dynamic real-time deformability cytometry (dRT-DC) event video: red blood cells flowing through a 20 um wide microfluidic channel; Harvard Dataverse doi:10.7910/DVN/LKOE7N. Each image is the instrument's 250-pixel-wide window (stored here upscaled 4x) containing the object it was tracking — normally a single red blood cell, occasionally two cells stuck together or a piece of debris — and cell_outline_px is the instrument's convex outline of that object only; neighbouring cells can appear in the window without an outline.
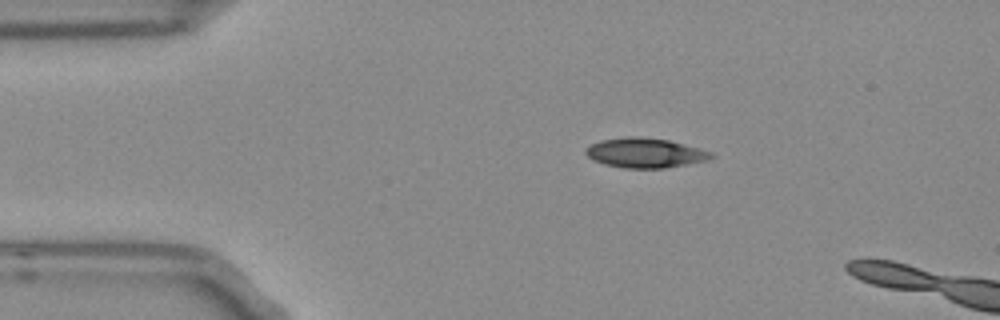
{"species": "Egyptian fruit bat (a non-hibernating species)", "species_latin": "Rousettus aegyptiacus", "temperature_condition": "room temperature", "stored_images_in_passage": 5, "camera_frame_rate_fps": 3000, "um_per_image_px": 0.085, "frame": {"image": 1, "passage_image": 1, "time_ms": 0.0, "image_size_px": [1000, 320], "cell_outline_px": [[716, 156], [708, 160], [664, 168], [624, 168], [604, 164], [592, 160], [584, 152], [592, 144], [600, 140], [628, 136], [636, 136], [668, 140], [712, 152]], "centroid_in_image_um": [54.82, 13.0], "position_along_channel_um": 30.2, "area_um2": 21.56}}